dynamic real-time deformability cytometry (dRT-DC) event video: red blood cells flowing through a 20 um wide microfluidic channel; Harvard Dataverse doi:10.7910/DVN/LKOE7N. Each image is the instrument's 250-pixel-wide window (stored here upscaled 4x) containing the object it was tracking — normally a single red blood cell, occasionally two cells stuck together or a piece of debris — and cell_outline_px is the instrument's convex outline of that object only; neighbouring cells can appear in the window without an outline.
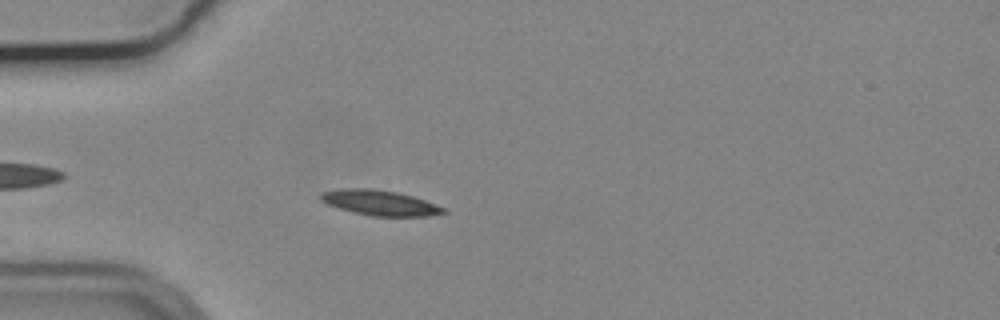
{"species": "common noctule bat (a hibernating species)", "species_latin": "Nyctalus noctula", "temperature_condition": "cold", "stored_images_in_passage": 5, "camera_frame_rate_fps": 3000, "um_per_image_px": 0.085, "animal": {"sex": "male", "body_mass_g": 19.2, "forearm_length_mm": 51.8}, "frame": {"image": 1, "passage_image": 2, "time_ms": 0.333, "image_size_px": [1000, 320], "cell_outline_px": [[448, 212], [428, 216], [372, 216], [340, 208], [328, 204], [320, 200], [320, 196], [324, 192], [344, 188], [372, 188], [396, 192], [412, 196], [436, 204], [444, 208]], "centroid_in_image_um": [32.32, 17.23], "position_along_channel_um": 52.7, "area_um2": 17.74}}